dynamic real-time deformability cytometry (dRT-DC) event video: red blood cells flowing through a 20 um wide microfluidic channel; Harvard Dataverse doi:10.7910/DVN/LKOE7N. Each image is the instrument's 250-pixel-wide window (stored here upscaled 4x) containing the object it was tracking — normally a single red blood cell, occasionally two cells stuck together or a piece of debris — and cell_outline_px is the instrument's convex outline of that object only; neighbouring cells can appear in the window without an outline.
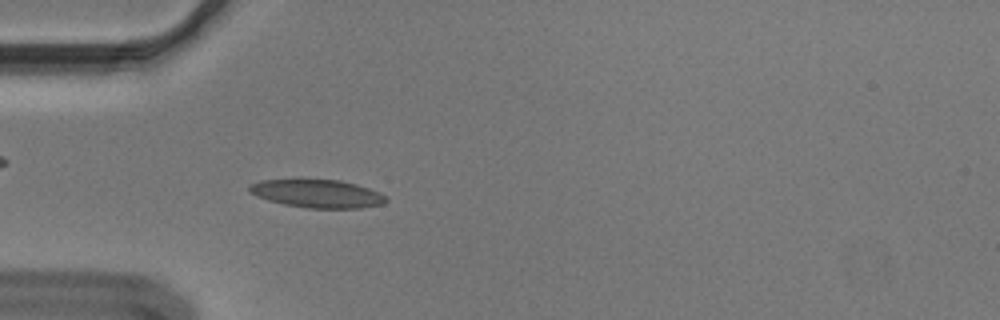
{"species": "Egyptian fruit bat (a non-hibernating species)", "species_latin": "Rousettus aegyptiacus", "temperature_condition": "cold", "stored_images_in_passage": 55, "segment_of_instrument_passage": [1, 2], "camera_frame_rate_fps": 3000, "um_per_image_px": 0.085, "animal": {"sex": "male"}, "frame": {"image": 1, "passage_image": 16, "time_ms": 5.0, "image_size_px": [1000, 320], "cell_outline_px": [[388, 200], [384, 204], [360, 208], [308, 208], [284, 204], [268, 200], [256, 196], [248, 192], [248, 184], [260, 180], [340, 180], [356, 184], [380, 192]], "centroid_in_image_um": [26.95, 16.46], "position_along_channel_um": 58.0, "area_um2": 22.37}}
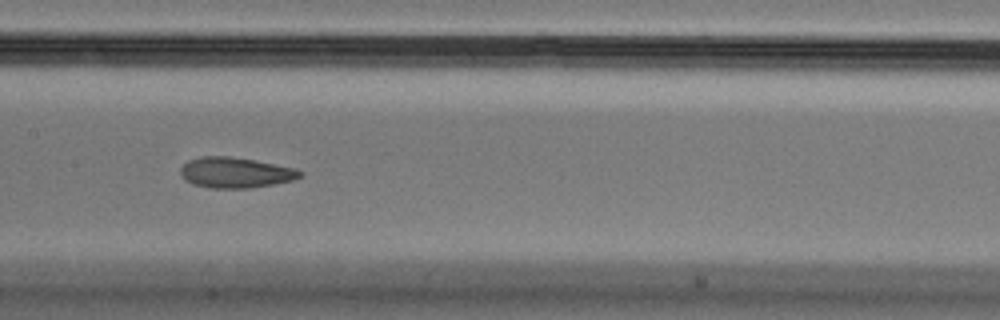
{"frame": {"image": 2, "passage_image": 27, "time_ms": 8.667, "image_size_px": [1000, 320], "cell_outline_px": [[304, 176], [292, 180], [272, 184], [248, 188], [212, 188], [196, 184], [184, 180], [180, 176], [180, 168], [188, 160], [200, 156], [228, 156], [252, 160], [296, 168], [304, 172]], "centroid_in_image_um": [20.01, 14.66], "position_along_channel_um": 187.4, "area_um2": 21.21}}
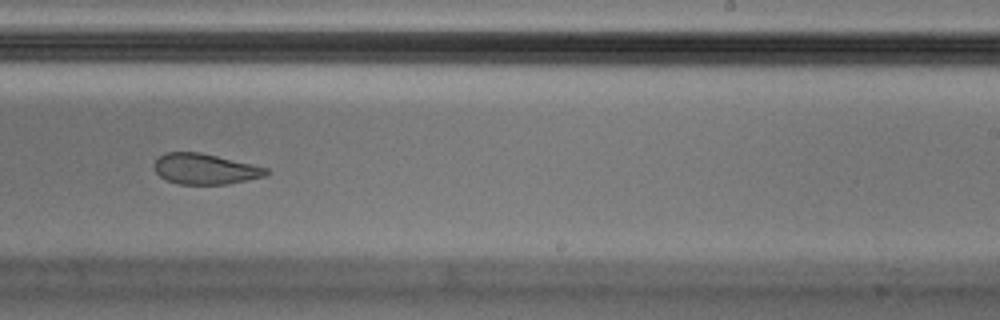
{"frame": {"image": 3, "passage_image": 34, "time_ms": 11.0, "image_size_px": [1000, 320], "cell_outline_px": [[272, 172], [264, 176], [248, 180], [228, 184], [180, 184], [168, 180], [160, 176], [156, 172], [152, 164], [164, 152], [200, 152], [252, 164], [268, 168]], "centroid_in_image_um": [17.44, 14.36], "position_along_channel_um": 271.6, "area_um2": 20.0}}